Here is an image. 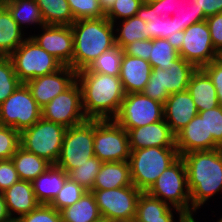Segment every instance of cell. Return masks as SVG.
<instances>
[{
	"mask_svg": "<svg viewBox=\"0 0 222 222\" xmlns=\"http://www.w3.org/2000/svg\"><path fill=\"white\" fill-rule=\"evenodd\" d=\"M82 91V107L87 119H113L125 97L120 76L97 72H77Z\"/></svg>",
	"mask_w": 222,
	"mask_h": 222,
	"instance_id": "1",
	"label": "cell"
},
{
	"mask_svg": "<svg viewBox=\"0 0 222 222\" xmlns=\"http://www.w3.org/2000/svg\"><path fill=\"white\" fill-rule=\"evenodd\" d=\"M181 157L187 169L188 189L194 216L200 206L222 191V148L194 151Z\"/></svg>",
	"mask_w": 222,
	"mask_h": 222,
	"instance_id": "2",
	"label": "cell"
},
{
	"mask_svg": "<svg viewBox=\"0 0 222 222\" xmlns=\"http://www.w3.org/2000/svg\"><path fill=\"white\" fill-rule=\"evenodd\" d=\"M105 16L81 19L72 25V69L76 72L88 68L102 53L115 46V28Z\"/></svg>",
	"mask_w": 222,
	"mask_h": 222,
	"instance_id": "3",
	"label": "cell"
},
{
	"mask_svg": "<svg viewBox=\"0 0 222 222\" xmlns=\"http://www.w3.org/2000/svg\"><path fill=\"white\" fill-rule=\"evenodd\" d=\"M180 157L176 147H149L131 150V180L140 191L147 192L162 172Z\"/></svg>",
	"mask_w": 222,
	"mask_h": 222,
	"instance_id": "4",
	"label": "cell"
},
{
	"mask_svg": "<svg viewBox=\"0 0 222 222\" xmlns=\"http://www.w3.org/2000/svg\"><path fill=\"white\" fill-rule=\"evenodd\" d=\"M147 193L180 210L185 216L192 215L187 169L181 156L162 172Z\"/></svg>",
	"mask_w": 222,
	"mask_h": 222,
	"instance_id": "5",
	"label": "cell"
},
{
	"mask_svg": "<svg viewBox=\"0 0 222 222\" xmlns=\"http://www.w3.org/2000/svg\"><path fill=\"white\" fill-rule=\"evenodd\" d=\"M66 128L42 117L31 127L20 132V147L56 165Z\"/></svg>",
	"mask_w": 222,
	"mask_h": 222,
	"instance_id": "6",
	"label": "cell"
},
{
	"mask_svg": "<svg viewBox=\"0 0 222 222\" xmlns=\"http://www.w3.org/2000/svg\"><path fill=\"white\" fill-rule=\"evenodd\" d=\"M9 57L21 83L54 73L63 66L30 36Z\"/></svg>",
	"mask_w": 222,
	"mask_h": 222,
	"instance_id": "7",
	"label": "cell"
},
{
	"mask_svg": "<svg viewBox=\"0 0 222 222\" xmlns=\"http://www.w3.org/2000/svg\"><path fill=\"white\" fill-rule=\"evenodd\" d=\"M196 69L182 57L174 60L170 68L164 70L154 68L142 93L164 104L170 94L182 92L188 88L190 78Z\"/></svg>",
	"mask_w": 222,
	"mask_h": 222,
	"instance_id": "8",
	"label": "cell"
},
{
	"mask_svg": "<svg viewBox=\"0 0 222 222\" xmlns=\"http://www.w3.org/2000/svg\"><path fill=\"white\" fill-rule=\"evenodd\" d=\"M94 120L66 128L61 153L56 166L67 174L94 157Z\"/></svg>",
	"mask_w": 222,
	"mask_h": 222,
	"instance_id": "9",
	"label": "cell"
},
{
	"mask_svg": "<svg viewBox=\"0 0 222 222\" xmlns=\"http://www.w3.org/2000/svg\"><path fill=\"white\" fill-rule=\"evenodd\" d=\"M94 154L102 162L129 161L127 131L113 119L94 120Z\"/></svg>",
	"mask_w": 222,
	"mask_h": 222,
	"instance_id": "10",
	"label": "cell"
},
{
	"mask_svg": "<svg viewBox=\"0 0 222 222\" xmlns=\"http://www.w3.org/2000/svg\"><path fill=\"white\" fill-rule=\"evenodd\" d=\"M41 117V107L25 83H21L0 105V125L19 132L31 127Z\"/></svg>",
	"mask_w": 222,
	"mask_h": 222,
	"instance_id": "11",
	"label": "cell"
},
{
	"mask_svg": "<svg viewBox=\"0 0 222 222\" xmlns=\"http://www.w3.org/2000/svg\"><path fill=\"white\" fill-rule=\"evenodd\" d=\"M113 120L126 131L164 120V104L140 93L125 94Z\"/></svg>",
	"mask_w": 222,
	"mask_h": 222,
	"instance_id": "12",
	"label": "cell"
},
{
	"mask_svg": "<svg viewBox=\"0 0 222 222\" xmlns=\"http://www.w3.org/2000/svg\"><path fill=\"white\" fill-rule=\"evenodd\" d=\"M96 199L102 218L114 222H133L138 199L142 193L135 185L127 187L90 190Z\"/></svg>",
	"mask_w": 222,
	"mask_h": 222,
	"instance_id": "13",
	"label": "cell"
},
{
	"mask_svg": "<svg viewBox=\"0 0 222 222\" xmlns=\"http://www.w3.org/2000/svg\"><path fill=\"white\" fill-rule=\"evenodd\" d=\"M42 118L65 128L87 121L82 107V91L77 80L41 108Z\"/></svg>",
	"mask_w": 222,
	"mask_h": 222,
	"instance_id": "14",
	"label": "cell"
},
{
	"mask_svg": "<svg viewBox=\"0 0 222 222\" xmlns=\"http://www.w3.org/2000/svg\"><path fill=\"white\" fill-rule=\"evenodd\" d=\"M179 55L197 69L221 57L213 47L206 20L192 24L184 30V40Z\"/></svg>",
	"mask_w": 222,
	"mask_h": 222,
	"instance_id": "15",
	"label": "cell"
},
{
	"mask_svg": "<svg viewBox=\"0 0 222 222\" xmlns=\"http://www.w3.org/2000/svg\"><path fill=\"white\" fill-rule=\"evenodd\" d=\"M41 30V34L29 36L63 66L72 68L73 33L71 26L43 25Z\"/></svg>",
	"mask_w": 222,
	"mask_h": 222,
	"instance_id": "16",
	"label": "cell"
},
{
	"mask_svg": "<svg viewBox=\"0 0 222 222\" xmlns=\"http://www.w3.org/2000/svg\"><path fill=\"white\" fill-rule=\"evenodd\" d=\"M76 73L70 66H62L54 73L31 79L25 84L42 108L76 80Z\"/></svg>",
	"mask_w": 222,
	"mask_h": 222,
	"instance_id": "17",
	"label": "cell"
},
{
	"mask_svg": "<svg viewBox=\"0 0 222 222\" xmlns=\"http://www.w3.org/2000/svg\"><path fill=\"white\" fill-rule=\"evenodd\" d=\"M130 150L149 147H176V135L165 120L127 131Z\"/></svg>",
	"mask_w": 222,
	"mask_h": 222,
	"instance_id": "18",
	"label": "cell"
},
{
	"mask_svg": "<svg viewBox=\"0 0 222 222\" xmlns=\"http://www.w3.org/2000/svg\"><path fill=\"white\" fill-rule=\"evenodd\" d=\"M198 114L188 90L170 94L164 103V120L176 135Z\"/></svg>",
	"mask_w": 222,
	"mask_h": 222,
	"instance_id": "19",
	"label": "cell"
},
{
	"mask_svg": "<svg viewBox=\"0 0 222 222\" xmlns=\"http://www.w3.org/2000/svg\"><path fill=\"white\" fill-rule=\"evenodd\" d=\"M176 148L180 156L194 151L213 150V137H207L205 118L197 114L176 134Z\"/></svg>",
	"mask_w": 222,
	"mask_h": 222,
	"instance_id": "20",
	"label": "cell"
},
{
	"mask_svg": "<svg viewBox=\"0 0 222 222\" xmlns=\"http://www.w3.org/2000/svg\"><path fill=\"white\" fill-rule=\"evenodd\" d=\"M151 72L149 61L123 53L120 80L125 94L142 92L150 79Z\"/></svg>",
	"mask_w": 222,
	"mask_h": 222,
	"instance_id": "21",
	"label": "cell"
},
{
	"mask_svg": "<svg viewBox=\"0 0 222 222\" xmlns=\"http://www.w3.org/2000/svg\"><path fill=\"white\" fill-rule=\"evenodd\" d=\"M3 194L6 208L11 219L17 220L40 205L34 195L31 181L19 180L10 188L6 189Z\"/></svg>",
	"mask_w": 222,
	"mask_h": 222,
	"instance_id": "22",
	"label": "cell"
},
{
	"mask_svg": "<svg viewBox=\"0 0 222 222\" xmlns=\"http://www.w3.org/2000/svg\"><path fill=\"white\" fill-rule=\"evenodd\" d=\"M133 185L129 161L102 162L91 190L116 189Z\"/></svg>",
	"mask_w": 222,
	"mask_h": 222,
	"instance_id": "23",
	"label": "cell"
},
{
	"mask_svg": "<svg viewBox=\"0 0 222 222\" xmlns=\"http://www.w3.org/2000/svg\"><path fill=\"white\" fill-rule=\"evenodd\" d=\"M68 174L56 165H51L32 181L34 195L40 204L49 205L62 189Z\"/></svg>",
	"mask_w": 222,
	"mask_h": 222,
	"instance_id": "24",
	"label": "cell"
},
{
	"mask_svg": "<svg viewBox=\"0 0 222 222\" xmlns=\"http://www.w3.org/2000/svg\"><path fill=\"white\" fill-rule=\"evenodd\" d=\"M187 90L196 104L198 112L219 106L216 88L201 68L196 69L192 74Z\"/></svg>",
	"mask_w": 222,
	"mask_h": 222,
	"instance_id": "25",
	"label": "cell"
},
{
	"mask_svg": "<svg viewBox=\"0 0 222 222\" xmlns=\"http://www.w3.org/2000/svg\"><path fill=\"white\" fill-rule=\"evenodd\" d=\"M0 1V56H10L28 37Z\"/></svg>",
	"mask_w": 222,
	"mask_h": 222,
	"instance_id": "26",
	"label": "cell"
},
{
	"mask_svg": "<svg viewBox=\"0 0 222 222\" xmlns=\"http://www.w3.org/2000/svg\"><path fill=\"white\" fill-rule=\"evenodd\" d=\"M60 212L62 222H96L102 218L91 191H87L77 202Z\"/></svg>",
	"mask_w": 222,
	"mask_h": 222,
	"instance_id": "27",
	"label": "cell"
},
{
	"mask_svg": "<svg viewBox=\"0 0 222 222\" xmlns=\"http://www.w3.org/2000/svg\"><path fill=\"white\" fill-rule=\"evenodd\" d=\"M11 159L20 180L31 182L52 165L46 159L30 153L22 147L17 149Z\"/></svg>",
	"mask_w": 222,
	"mask_h": 222,
	"instance_id": "28",
	"label": "cell"
},
{
	"mask_svg": "<svg viewBox=\"0 0 222 222\" xmlns=\"http://www.w3.org/2000/svg\"><path fill=\"white\" fill-rule=\"evenodd\" d=\"M9 10L13 19L24 30L27 25L43 26L40 10L35 0H0ZM25 25V26H24Z\"/></svg>",
	"mask_w": 222,
	"mask_h": 222,
	"instance_id": "29",
	"label": "cell"
},
{
	"mask_svg": "<svg viewBox=\"0 0 222 222\" xmlns=\"http://www.w3.org/2000/svg\"><path fill=\"white\" fill-rule=\"evenodd\" d=\"M45 25L71 26L75 19L67 0H35Z\"/></svg>",
	"mask_w": 222,
	"mask_h": 222,
	"instance_id": "30",
	"label": "cell"
},
{
	"mask_svg": "<svg viewBox=\"0 0 222 222\" xmlns=\"http://www.w3.org/2000/svg\"><path fill=\"white\" fill-rule=\"evenodd\" d=\"M115 33V45L124 49L128 44L136 40L150 39L147 33L146 22H144L140 15L132 16L131 18L123 19L118 23Z\"/></svg>",
	"mask_w": 222,
	"mask_h": 222,
	"instance_id": "31",
	"label": "cell"
},
{
	"mask_svg": "<svg viewBox=\"0 0 222 222\" xmlns=\"http://www.w3.org/2000/svg\"><path fill=\"white\" fill-rule=\"evenodd\" d=\"M123 53V49L115 45L96 58L88 68L78 72H97L110 76H120Z\"/></svg>",
	"mask_w": 222,
	"mask_h": 222,
	"instance_id": "32",
	"label": "cell"
},
{
	"mask_svg": "<svg viewBox=\"0 0 222 222\" xmlns=\"http://www.w3.org/2000/svg\"><path fill=\"white\" fill-rule=\"evenodd\" d=\"M142 20L146 22L147 33L150 39H167L171 34L176 35L179 31V26L175 20L169 18L158 17L153 13H150L145 7L139 13Z\"/></svg>",
	"mask_w": 222,
	"mask_h": 222,
	"instance_id": "33",
	"label": "cell"
},
{
	"mask_svg": "<svg viewBox=\"0 0 222 222\" xmlns=\"http://www.w3.org/2000/svg\"><path fill=\"white\" fill-rule=\"evenodd\" d=\"M180 57L167 39H150V58L149 63L152 69H166L173 65V61Z\"/></svg>",
	"mask_w": 222,
	"mask_h": 222,
	"instance_id": "34",
	"label": "cell"
},
{
	"mask_svg": "<svg viewBox=\"0 0 222 222\" xmlns=\"http://www.w3.org/2000/svg\"><path fill=\"white\" fill-rule=\"evenodd\" d=\"M101 164L102 161L94 156L87 160L86 163L78 165L77 168L72 169L68 173V177L84 187L87 191H90L93 188Z\"/></svg>",
	"mask_w": 222,
	"mask_h": 222,
	"instance_id": "35",
	"label": "cell"
},
{
	"mask_svg": "<svg viewBox=\"0 0 222 222\" xmlns=\"http://www.w3.org/2000/svg\"><path fill=\"white\" fill-rule=\"evenodd\" d=\"M21 84L9 56H0V105Z\"/></svg>",
	"mask_w": 222,
	"mask_h": 222,
	"instance_id": "36",
	"label": "cell"
},
{
	"mask_svg": "<svg viewBox=\"0 0 222 222\" xmlns=\"http://www.w3.org/2000/svg\"><path fill=\"white\" fill-rule=\"evenodd\" d=\"M170 206L160 199L150 196L147 192H142L136 208L135 219H154L162 216Z\"/></svg>",
	"mask_w": 222,
	"mask_h": 222,
	"instance_id": "37",
	"label": "cell"
},
{
	"mask_svg": "<svg viewBox=\"0 0 222 222\" xmlns=\"http://www.w3.org/2000/svg\"><path fill=\"white\" fill-rule=\"evenodd\" d=\"M86 192L87 190L84 187L68 177L58 195L54 197L49 205L57 211H61L77 202Z\"/></svg>",
	"mask_w": 222,
	"mask_h": 222,
	"instance_id": "38",
	"label": "cell"
},
{
	"mask_svg": "<svg viewBox=\"0 0 222 222\" xmlns=\"http://www.w3.org/2000/svg\"><path fill=\"white\" fill-rule=\"evenodd\" d=\"M144 7L142 0H115L105 17L115 25L118 19L122 20L139 15Z\"/></svg>",
	"mask_w": 222,
	"mask_h": 222,
	"instance_id": "39",
	"label": "cell"
},
{
	"mask_svg": "<svg viewBox=\"0 0 222 222\" xmlns=\"http://www.w3.org/2000/svg\"><path fill=\"white\" fill-rule=\"evenodd\" d=\"M205 118L207 137H213V150L222 148V106L198 112Z\"/></svg>",
	"mask_w": 222,
	"mask_h": 222,
	"instance_id": "40",
	"label": "cell"
},
{
	"mask_svg": "<svg viewBox=\"0 0 222 222\" xmlns=\"http://www.w3.org/2000/svg\"><path fill=\"white\" fill-rule=\"evenodd\" d=\"M75 21L97 19L105 16L98 0H67Z\"/></svg>",
	"mask_w": 222,
	"mask_h": 222,
	"instance_id": "41",
	"label": "cell"
},
{
	"mask_svg": "<svg viewBox=\"0 0 222 222\" xmlns=\"http://www.w3.org/2000/svg\"><path fill=\"white\" fill-rule=\"evenodd\" d=\"M20 147V132L0 125V160L11 159Z\"/></svg>",
	"mask_w": 222,
	"mask_h": 222,
	"instance_id": "42",
	"label": "cell"
},
{
	"mask_svg": "<svg viewBox=\"0 0 222 222\" xmlns=\"http://www.w3.org/2000/svg\"><path fill=\"white\" fill-rule=\"evenodd\" d=\"M187 8H186V7ZM185 8V9H184ZM184 8L180 7V10L176 11L170 18L175 20L179 26V31L185 30L192 24L206 20V17L202 10H199L195 5L188 3L184 5Z\"/></svg>",
	"mask_w": 222,
	"mask_h": 222,
	"instance_id": "43",
	"label": "cell"
},
{
	"mask_svg": "<svg viewBox=\"0 0 222 222\" xmlns=\"http://www.w3.org/2000/svg\"><path fill=\"white\" fill-rule=\"evenodd\" d=\"M19 222H62L61 212L50 205L40 204L33 211L17 219Z\"/></svg>",
	"mask_w": 222,
	"mask_h": 222,
	"instance_id": "44",
	"label": "cell"
},
{
	"mask_svg": "<svg viewBox=\"0 0 222 222\" xmlns=\"http://www.w3.org/2000/svg\"><path fill=\"white\" fill-rule=\"evenodd\" d=\"M187 1V3H186ZM189 2H192V0H157L150 3H147L145 5V8L150 12L155 14L158 17L163 18H169L171 17L175 12L179 9L177 7H180L181 3L184 5H187ZM178 4V5H177ZM177 6V7H176ZM182 7V4H181ZM177 8V9H176Z\"/></svg>",
	"mask_w": 222,
	"mask_h": 222,
	"instance_id": "45",
	"label": "cell"
},
{
	"mask_svg": "<svg viewBox=\"0 0 222 222\" xmlns=\"http://www.w3.org/2000/svg\"><path fill=\"white\" fill-rule=\"evenodd\" d=\"M201 69L209 76L215 86L219 105L222 106V57L211 61Z\"/></svg>",
	"mask_w": 222,
	"mask_h": 222,
	"instance_id": "46",
	"label": "cell"
},
{
	"mask_svg": "<svg viewBox=\"0 0 222 222\" xmlns=\"http://www.w3.org/2000/svg\"><path fill=\"white\" fill-rule=\"evenodd\" d=\"M19 180L12 159L0 160V192H4Z\"/></svg>",
	"mask_w": 222,
	"mask_h": 222,
	"instance_id": "47",
	"label": "cell"
},
{
	"mask_svg": "<svg viewBox=\"0 0 222 222\" xmlns=\"http://www.w3.org/2000/svg\"><path fill=\"white\" fill-rule=\"evenodd\" d=\"M215 50L222 54V12L206 18Z\"/></svg>",
	"mask_w": 222,
	"mask_h": 222,
	"instance_id": "48",
	"label": "cell"
},
{
	"mask_svg": "<svg viewBox=\"0 0 222 222\" xmlns=\"http://www.w3.org/2000/svg\"><path fill=\"white\" fill-rule=\"evenodd\" d=\"M124 53L137 58L149 61L150 58V39L136 40L128 44L124 49Z\"/></svg>",
	"mask_w": 222,
	"mask_h": 222,
	"instance_id": "49",
	"label": "cell"
},
{
	"mask_svg": "<svg viewBox=\"0 0 222 222\" xmlns=\"http://www.w3.org/2000/svg\"><path fill=\"white\" fill-rule=\"evenodd\" d=\"M189 3L202 10L206 18L222 12V0H192Z\"/></svg>",
	"mask_w": 222,
	"mask_h": 222,
	"instance_id": "50",
	"label": "cell"
},
{
	"mask_svg": "<svg viewBox=\"0 0 222 222\" xmlns=\"http://www.w3.org/2000/svg\"><path fill=\"white\" fill-rule=\"evenodd\" d=\"M175 210L176 213H178L179 218H184L185 215L178 209L174 207H170L162 216L159 218H154V219H134L133 222H174V216H173V211Z\"/></svg>",
	"mask_w": 222,
	"mask_h": 222,
	"instance_id": "51",
	"label": "cell"
},
{
	"mask_svg": "<svg viewBox=\"0 0 222 222\" xmlns=\"http://www.w3.org/2000/svg\"><path fill=\"white\" fill-rule=\"evenodd\" d=\"M183 40H184V30L176 32V35L171 34L170 36L167 37V41L178 52L181 50Z\"/></svg>",
	"mask_w": 222,
	"mask_h": 222,
	"instance_id": "52",
	"label": "cell"
},
{
	"mask_svg": "<svg viewBox=\"0 0 222 222\" xmlns=\"http://www.w3.org/2000/svg\"><path fill=\"white\" fill-rule=\"evenodd\" d=\"M11 220L5 203L3 192H0V222H9Z\"/></svg>",
	"mask_w": 222,
	"mask_h": 222,
	"instance_id": "53",
	"label": "cell"
},
{
	"mask_svg": "<svg viewBox=\"0 0 222 222\" xmlns=\"http://www.w3.org/2000/svg\"><path fill=\"white\" fill-rule=\"evenodd\" d=\"M100 8L106 14L114 5L115 0H98Z\"/></svg>",
	"mask_w": 222,
	"mask_h": 222,
	"instance_id": "54",
	"label": "cell"
},
{
	"mask_svg": "<svg viewBox=\"0 0 222 222\" xmlns=\"http://www.w3.org/2000/svg\"><path fill=\"white\" fill-rule=\"evenodd\" d=\"M178 221H179V222H197V221L194 219L193 215H191V216H185L184 218H179Z\"/></svg>",
	"mask_w": 222,
	"mask_h": 222,
	"instance_id": "55",
	"label": "cell"
},
{
	"mask_svg": "<svg viewBox=\"0 0 222 222\" xmlns=\"http://www.w3.org/2000/svg\"><path fill=\"white\" fill-rule=\"evenodd\" d=\"M96 222H114V221H111V220L106 219V218H101V219H99V220L96 221Z\"/></svg>",
	"mask_w": 222,
	"mask_h": 222,
	"instance_id": "56",
	"label": "cell"
},
{
	"mask_svg": "<svg viewBox=\"0 0 222 222\" xmlns=\"http://www.w3.org/2000/svg\"><path fill=\"white\" fill-rule=\"evenodd\" d=\"M142 1H143L144 6H145L147 3L157 1V0H142Z\"/></svg>",
	"mask_w": 222,
	"mask_h": 222,
	"instance_id": "57",
	"label": "cell"
},
{
	"mask_svg": "<svg viewBox=\"0 0 222 222\" xmlns=\"http://www.w3.org/2000/svg\"><path fill=\"white\" fill-rule=\"evenodd\" d=\"M9 222H19V221L16 219H11Z\"/></svg>",
	"mask_w": 222,
	"mask_h": 222,
	"instance_id": "58",
	"label": "cell"
}]
</instances>
